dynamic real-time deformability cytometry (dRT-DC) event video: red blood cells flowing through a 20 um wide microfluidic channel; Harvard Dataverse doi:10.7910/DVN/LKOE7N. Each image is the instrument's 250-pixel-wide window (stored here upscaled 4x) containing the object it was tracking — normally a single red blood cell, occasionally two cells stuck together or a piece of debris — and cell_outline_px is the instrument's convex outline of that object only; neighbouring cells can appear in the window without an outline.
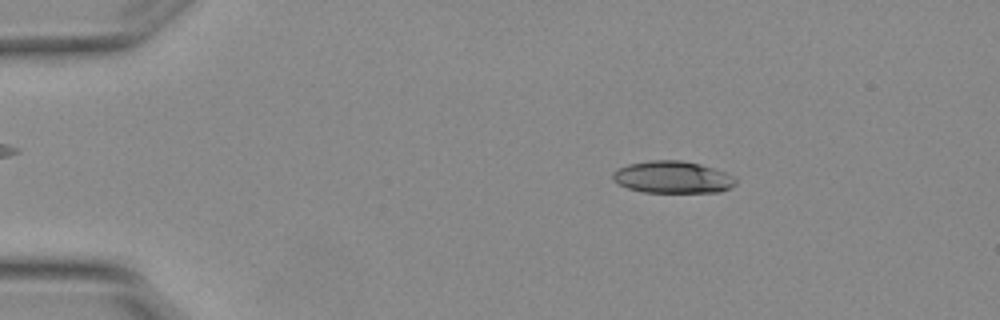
{"species": "Egyptian fruit bat (a non-hibernating species)", "species_latin": "Rousettus aegyptiacus", "temperature_condition": "warm", "stored_images_in_passage": 4, "camera_frame_rate_fps": 3000, "um_per_image_px": 0.085, "animal": {"sex": "female"}, "frame": {"image": 1, "passage_image": 2, "time_ms": 0.333, "image_size_px": [1000, 320], "cell_outline_px": [[736, 184], [732, 188], [720, 192], [644, 192], [628, 188], [620, 184], [612, 176], [612, 172], [616, 168], [628, 164], [648, 160], [680, 160], [700, 164], [724, 172], [732, 176], [736, 180]], "centroid_in_image_um": [57.17, 15.06], "position_along_channel_um": 27.8, "area_um2": 22.95}}